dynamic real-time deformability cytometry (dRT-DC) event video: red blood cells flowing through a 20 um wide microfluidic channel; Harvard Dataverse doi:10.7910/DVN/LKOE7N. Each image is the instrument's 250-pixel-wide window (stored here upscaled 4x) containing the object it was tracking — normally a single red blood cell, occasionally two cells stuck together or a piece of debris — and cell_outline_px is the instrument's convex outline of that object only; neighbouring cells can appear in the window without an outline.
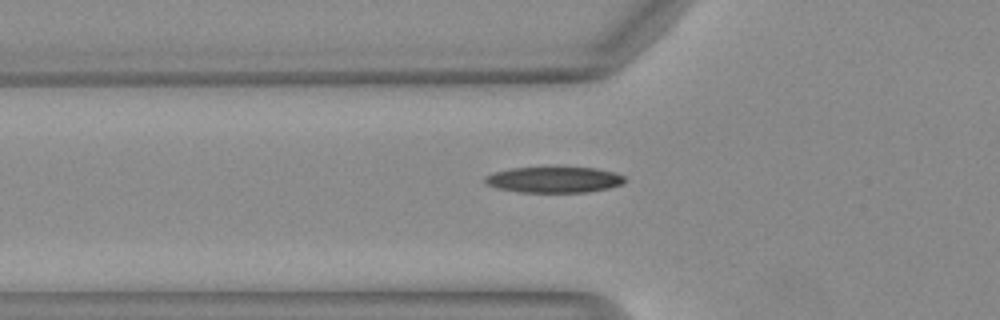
{"species": "Egyptian fruit bat (a non-hibernating species)", "species_latin": "Rousettus aegyptiacus", "temperature_condition": "warm", "stored_images_in_passage": 34, "camera_frame_rate_fps": 3000, "um_per_image_px": 0.085, "animal": {"sex": "female"}, "frame": {"image": 1, "passage_image": 2, "time_ms": 0.333, "image_size_px": [1000, 320], "cell_outline_px": [[624, 184], [608, 188], [588, 192], [520, 192], [496, 188], [488, 184], [484, 180], [484, 176], [492, 172], [512, 168], [596, 168], [612, 172], [624, 176]], "centroid_in_image_um": [47.07, 15.28], "position_along_channel_um": 78.7, "area_um2": 20.92}}
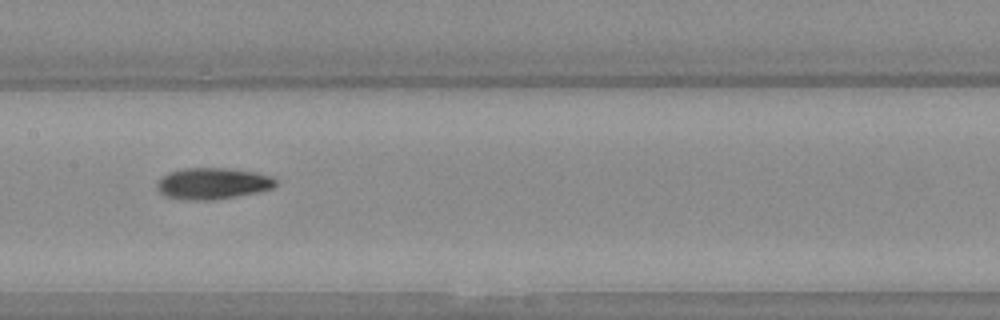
{"frame": {"image": 2, "passage_image": 10, "time_ms": 3.0, "image_size_px": [1000, 320], "cell_outline_px": [[276, 184], [272, 188], [256, 192], [236, 196], [212, 200], [192, 200], [164, 196], [156, 188], [156, 184], [168, 172], [184, 168], [228, 168], [256, 172], [272, 176], [276, 180]], "centroid_in_image_um": [18.07, 15.59], "position_along_channel_um": 189.3, "area_um2": 21.62}}
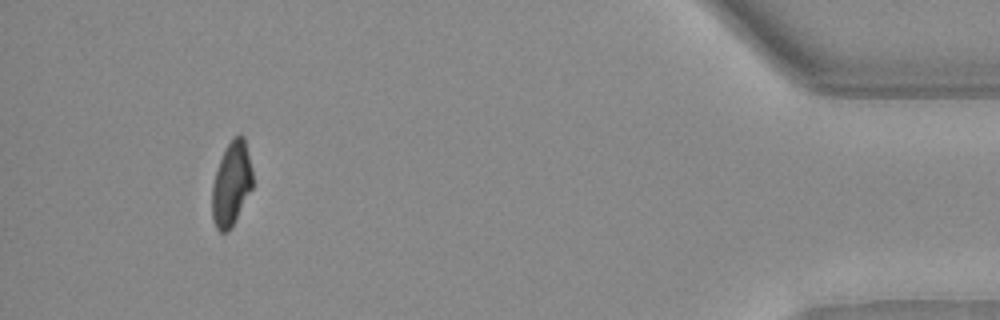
{"frame": {"image": 3, "passage_image": 31, "time_ms": 10.0, "image_size_px": [1000, 320], "cell_outline_px": [[252, 188], [232, 228], [228, 232], [220, 232], [216, 228], [212, 220], [212, 184], [220, 160], [232, 136], [240, 132], [244, 136], [252, 172]], "centroid_in_image_um": [19.66, 15.64], "position_along_channel_um": 415.5, "area_um2": 19.94}, "authors_computed_cell_mechanics": {"area_um2": 20.7791, "velocity_mm_per_s": 4.1321, "shape_relaxation_time_tau1_ms": 3.3345, "shape_relaxation_time_tau2_ms": 3.7493, "deformation_change_tau1": 0.1799, "deformation_change_tau2": 0.1038}}